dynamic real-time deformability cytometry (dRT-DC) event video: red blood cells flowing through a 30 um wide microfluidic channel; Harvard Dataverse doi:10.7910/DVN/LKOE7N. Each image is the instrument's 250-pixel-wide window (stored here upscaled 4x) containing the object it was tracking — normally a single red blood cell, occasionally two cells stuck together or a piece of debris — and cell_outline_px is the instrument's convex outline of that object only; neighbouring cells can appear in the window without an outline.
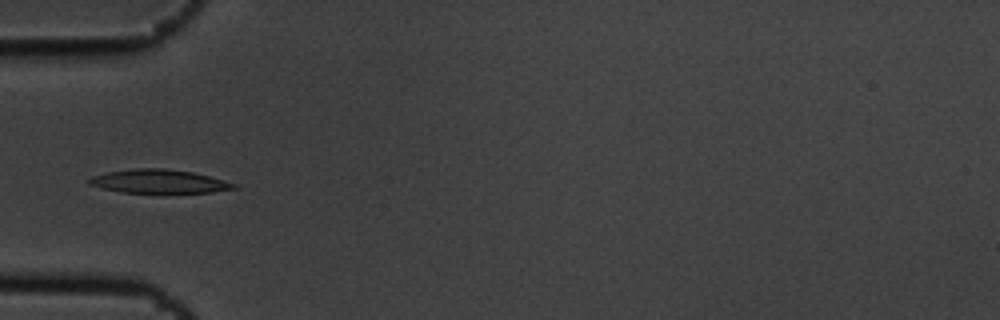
{"species": "common noctule bat (a hibernating species)", "species_latin": "Nyctalus noctula", "temperature_condition": "cold", "stored_images_in_passage": 14, "camera_frame_rate_fps": 3000, "um_per_image_px": 0.085, "animal": {"sex": "male", "body_mass_g": 19.5, "forearm_length_mm": 54.6}, "frame": {"image": 1, "passage_image": 4, "time_ms": 1.0, "image_size_px": [1000, 320], "cell_outline_px": [[236, 188], [212, 192], [164, 196], [120, 192], [88, 184], [88, 180], [92, 176], [108, 172], [136, 168], [164, 168], [192, 172], [224, 180], [236, 184]], "centroid_in_image_um": [13.53, 15.47], "position_along_channel_um": 71.5, "area_um2": 20.87}}
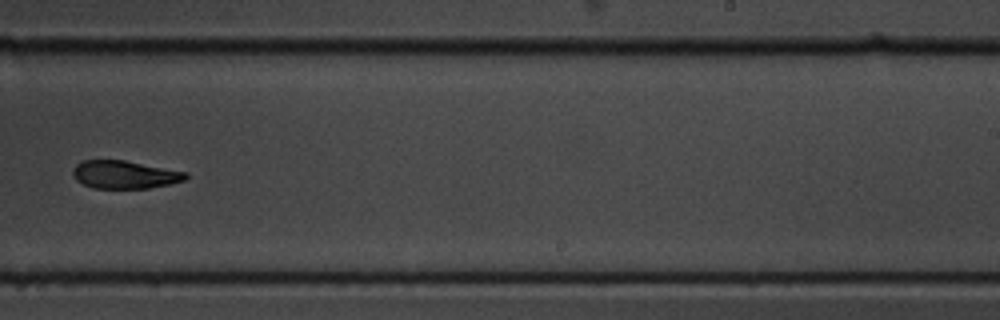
{"frame": {"image": 2, "passage_image": 9, "time_ms": 2.667, "image_size_px": [1000, 320], "cell_outline_px": [[188, 176], [184, 180], [168, 184], [148, 188], [92, 188], [76, 180], [72, 172], [72, 168], [80, 160], [124, 160], [188, 172]], "centroid_in_image_um": [10.57, 14.83], "position_along_channel_um": 278.4, "area_um2": 18.38}}
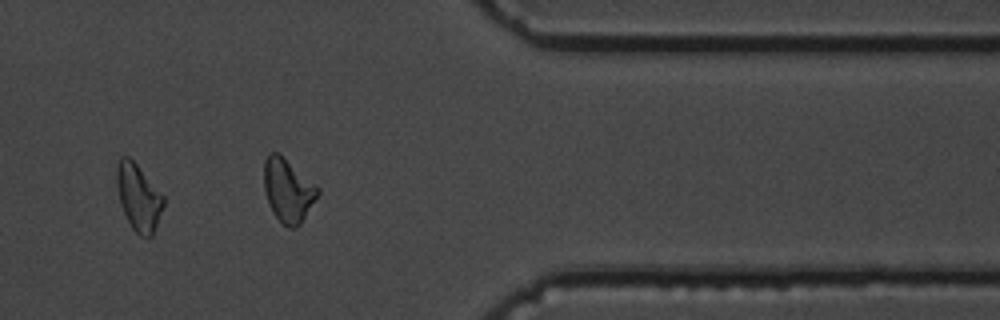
{"frame": {"image": 3, "passage_image": 12, "time_ms": 3.667, "image_size_px": [1000, 320], "cell_outline_px": [[164, 204], [152, 236], [140, 236], [132, 228], [120, 204], [116, 180], [116, 168], [120, 156], [128, 156], [136, 164], [164, 196]], "centroid_in_image_um": [11.76, 16.76], "position_along_channel_um": 399.6, "area_um2": 17.86}}